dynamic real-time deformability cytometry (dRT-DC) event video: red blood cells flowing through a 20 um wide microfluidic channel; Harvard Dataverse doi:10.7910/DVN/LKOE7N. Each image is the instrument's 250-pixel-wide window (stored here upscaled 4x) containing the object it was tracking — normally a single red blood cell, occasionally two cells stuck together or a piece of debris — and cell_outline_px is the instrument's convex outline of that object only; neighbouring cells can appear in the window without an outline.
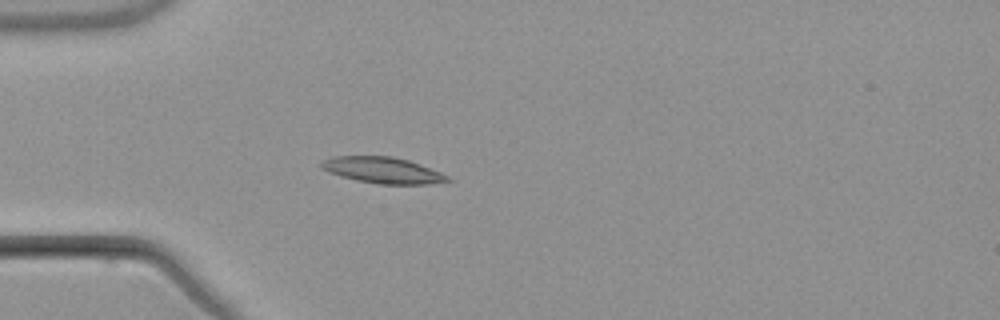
{"species": "common noctule bat (a hibernating species)", "species_latin": "Nyctalus noctula", "temperature_condition": "warm", "stored_images_in_passage": 4, "camera_frame_rate_fps": 3000, "um_per_image_px": 0.085, "animal": {"sex": "male", "body_mass_g": 21.5, "forearm_length_mm": 52.0}, "frame": {"image": 1, "passage_image": 4, "time_ms": 3.333, "image_size_px": [1000, 320], "cell_outline_px": [[452, 180], [428, 184], [380, 184], [356, 180], [340, 176], [328, 172], [320, 168], [320, 164], [324, 160], [332, 156], [392, 156], [408, 160], [420, 164], [440, 172], [448, 176]], "centroid_in_image_um": [32.5, 14.46], "position_along_channel_um": 52.5, "area_um2": 19.19}}